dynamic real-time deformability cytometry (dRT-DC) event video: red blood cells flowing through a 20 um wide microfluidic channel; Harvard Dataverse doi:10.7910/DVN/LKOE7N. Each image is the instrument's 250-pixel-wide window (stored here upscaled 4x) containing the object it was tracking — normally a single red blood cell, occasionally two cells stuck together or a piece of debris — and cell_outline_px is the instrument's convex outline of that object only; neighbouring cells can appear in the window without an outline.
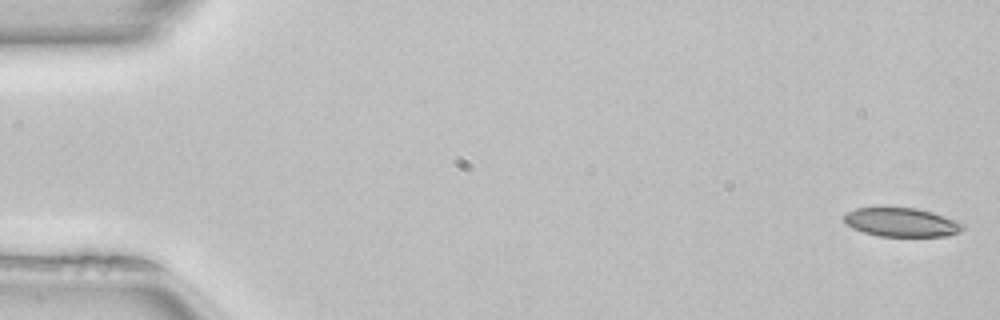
{"species": "common noctule bat (a hibernating species)", "species_latin": "Nyctalus noctula", "temperature_condition": "room temperature", "stored_images_in_passage": 51, "camera_frame_rate_fps": 3000, "um_per_image_px": 0.085, "animal": {"sex": "female", "body_mass_g": 22.7, "forearm_length_mm": 54.2}, "frame": {"image": 1, "passage_image": 1, "time_ms": 0.0, "image_size_px": [1000, 320], "cell_outline_px": [[964, 228], [956, 232], [944, 236], [880, 236], [864, 232], [852, 228], [844, 220], [844, 216], [848, 212], [856, 208], [916, 208], [932, 212], [964, 224]], "centroid_in_image_um": [76.6, 18.9], "position_along_channel_um": 8.4, "area_um2": 19.48}}
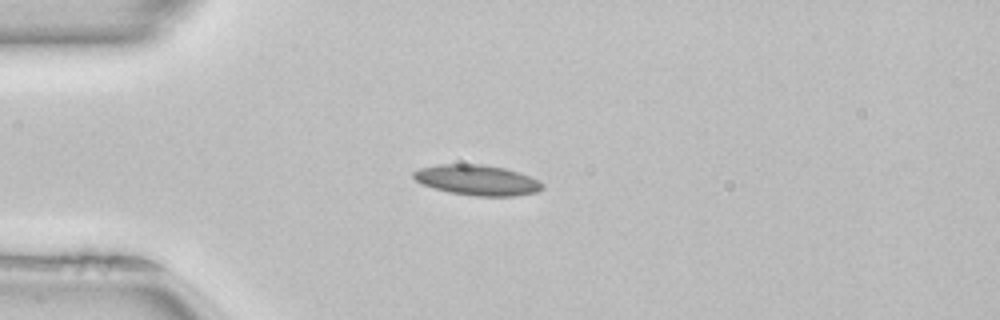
{"frame": {"image": 2, "passage_image": 13, "time_ms": 4.0, "image_size_px": [1000, 320], "cell_outline_px": [[544, 188], [536, 192], [512, 196], [476, 196], [452, 192], [432, 188], [420, 184], [412, 176], [412, 172], [420, 168], [436, 164], [480, 164], [504, 168], [540, 180], [544, 184]], "centroid_in_image_um": [40.53, 15.3], "position_along_channel_um": 44.5, "area_um2": 22.77}}
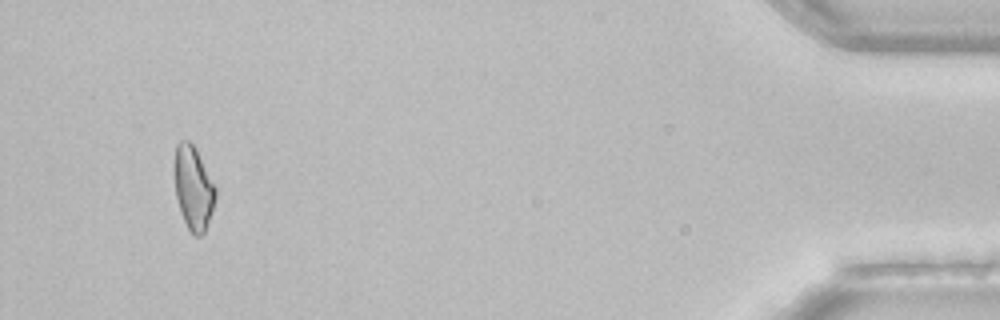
{"frame": {"image": 3, "passage_image": 48, "time_ms": 15.667, "image_size_px": [1000, 320], "cell_outline_px": [[216, 196], [212, 212], [204, 232], [200, 236], [196, 236], [188, 228], [180, 212], [176, 196], [172, 172], [172, 164], [176, 144], [180, 140], [188, 140], [196, 148], [216, 188]], "centroid_in_image_um": [16.39, 15.92], "position_along_channel_um": 418.8, "area_um2": 20.4}}